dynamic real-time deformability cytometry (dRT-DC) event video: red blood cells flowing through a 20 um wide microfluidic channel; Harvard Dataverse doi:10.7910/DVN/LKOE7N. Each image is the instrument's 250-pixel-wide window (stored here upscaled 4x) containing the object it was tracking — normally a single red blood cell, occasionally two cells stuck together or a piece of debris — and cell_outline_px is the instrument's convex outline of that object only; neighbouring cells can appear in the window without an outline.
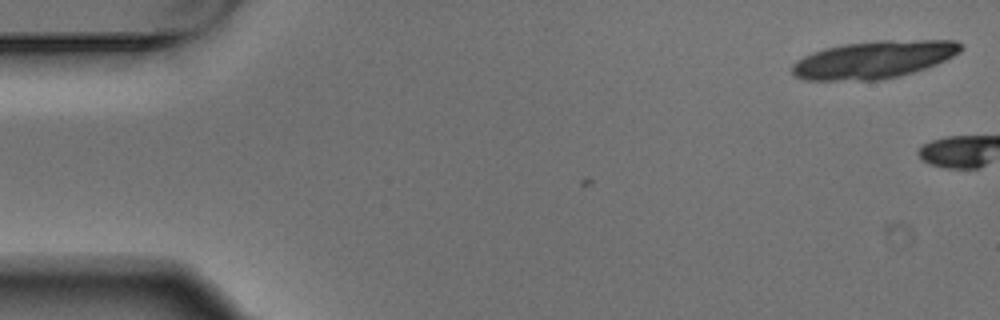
{"species": "Egyptian fruit bat (a non-hibernating species)", "species_latin": "Rousettus aegyptiacus", "temperature_condition": "warm", "stored_images_in_passage": 5, "camera_frame_rate_fps": 3000, "um_per_image_px": 0.085, "animal": {"sex": "male"}, "frame": {"image": 1, "passage_image": 5, "time_ms": 1.333, "image_size_px": [1000, 320], "cell_outline_px": [[964, 48], [960, 52], [936, 64], [900, 76], [876, 80], [804, 80], [796, 76], [792, 72], [792, 64], [796, 60], [812, 52], [824, 48], [844, 44], [880, 40], [956, 40], [964, 44]], "centroid_in_image_um": [74.28, 5.05], "position_along_channel_um": 10.7, "area_um2": 36.93}}